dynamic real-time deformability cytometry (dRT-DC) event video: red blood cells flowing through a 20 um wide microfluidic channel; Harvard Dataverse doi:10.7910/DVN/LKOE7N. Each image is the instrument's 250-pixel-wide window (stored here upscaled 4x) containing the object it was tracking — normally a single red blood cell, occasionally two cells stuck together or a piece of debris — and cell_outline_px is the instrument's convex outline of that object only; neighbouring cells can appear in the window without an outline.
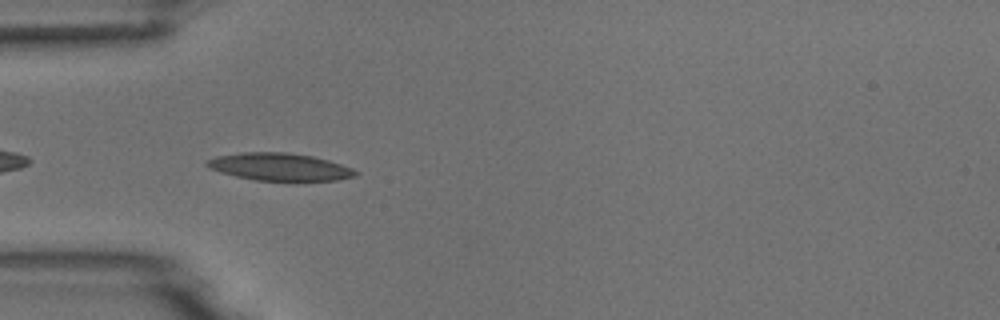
{"species": "common noctule bat (a hibernating species)", "species_latin": "Nyctalus noctula", "temperature_condition": "room temperature", "stored_images_in_passage": 6, "camera_frame_rate_fps": 3000, "um_per_image_px": 0.085, "animal": {"sex": "male", "body_mass_g": 18.8}, "frame": {"image": 1, "passage_image": 5, "time_ms": 5.333, "image_size_px": [1000, 320], "cell_outline_px": [[360, 172], [356, 176], [336, 180], [292, 184], [256, 180], [236, 176], [220, 172], [208, 168], [204, 164], [208, 160], [216, 156], [244, 152], [284, 152], [312, 156], [328, 160], [352, 168]], "centroid_in_image_um": [23.82, 14.23], "position_along_channel_um": 61.2, "area_um2": 24.74}}